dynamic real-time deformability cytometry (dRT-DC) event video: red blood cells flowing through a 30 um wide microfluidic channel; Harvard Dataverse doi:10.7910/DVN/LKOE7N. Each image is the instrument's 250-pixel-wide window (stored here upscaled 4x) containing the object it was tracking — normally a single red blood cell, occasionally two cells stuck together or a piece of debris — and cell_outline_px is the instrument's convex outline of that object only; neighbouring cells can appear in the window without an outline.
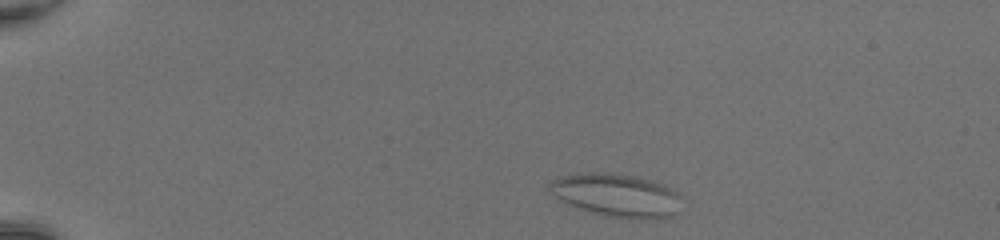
{"species": "common noctule bat (a hibernating species)", "species_latin": "Nyctalus noctula", "temperature_condition": "room temperature", "stored_images_in_passage": 42, "camera_frame_rate_fps": 3000, "um_per_image_px": 0.085, "animal": {"sex": "female", "body_mass_g": 20.0, "forearm_length_mm": 54.0}, "frame": {"image": 1, "passage_image": 2, "time_ms": 0.333, "image_size_px": [1000, 240], "cell_outline_px": [[680, 196], [672, 216], [660, 220], [628, 220], [604, 216], [568, 204], [560, 200], [548, 192], [548, 184], [552, 180], [560, 176], [588, 172], [604, 172], [632, 176], [652, 180], [676, 188]], "centroid_in_image_um": [52.4, 16.61], "position_along_channel_um": 32.6, "area_um2": 33.76}}
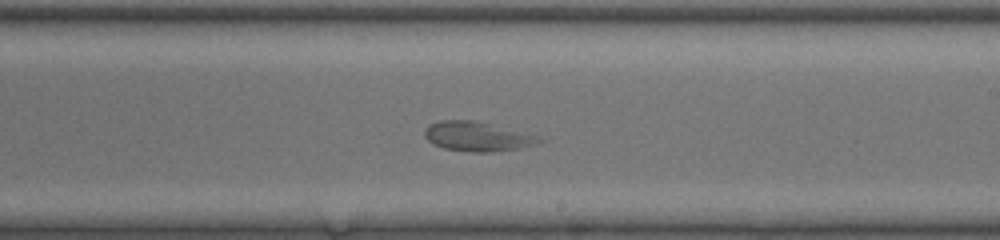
{"frame": {"image": 2, "passage_image": 24, "time_ms": 7.667, "image_size_px": [1000, 240], "cell_outline_px": [[544, 140], [520, 148], [492, 152], [472, 152], [444, 148], [432, 144], [424, 136], [424, 128], [428, 124], [440, 120], [476, 120], [532, 136]], "centroid_in_image_um": [40.41, 11.6], "position_along_channel_um": 248.6, "area_um2": 19.19}}
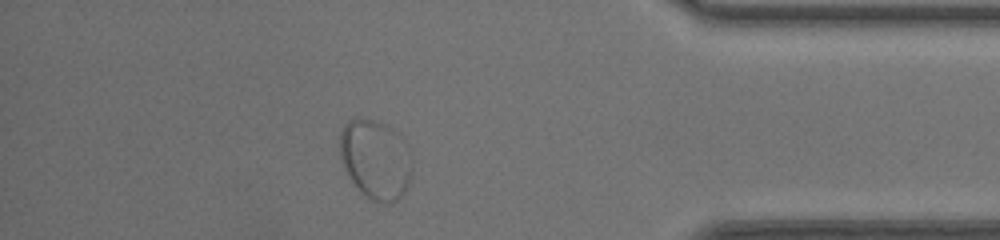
{"frame": {"image": 3, "passage_image": 37, "time_ms": 12.0, "image_size_px": [1000, 240], "cell_outline_px": [[412, 152], [408, 184], [404, 192], [392, 204], [384, 204], [372, 200], [364, 196], [356, 188], [348, 176], [344, 168], [340, 156], [340, 132], [344, 124], [352, 116], [356, 116], [372, 120], [384, 124], [400, 132], [404, 136]], "centroid_in_image_um": [31.92, 13.52], "position_along_channel_um": 403.3, "area_um2": 34.28}}